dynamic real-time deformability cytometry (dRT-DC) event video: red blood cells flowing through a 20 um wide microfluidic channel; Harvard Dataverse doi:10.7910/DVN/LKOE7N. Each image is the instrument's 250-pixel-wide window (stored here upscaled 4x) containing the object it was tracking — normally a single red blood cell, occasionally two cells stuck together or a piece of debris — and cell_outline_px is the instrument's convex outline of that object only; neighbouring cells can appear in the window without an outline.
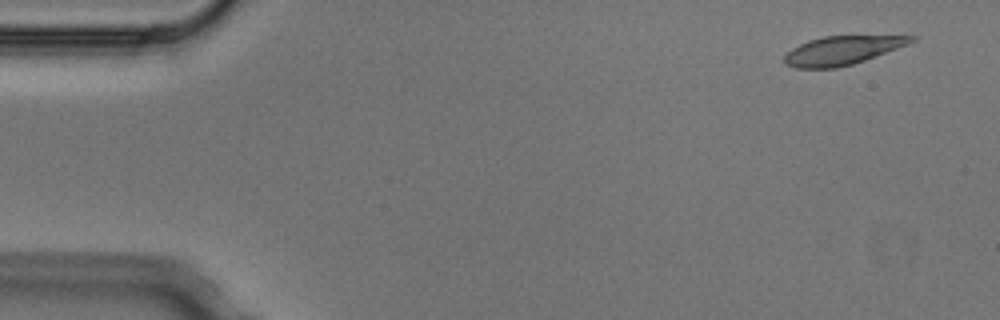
{"species": "Egyptian fruit bat (a non-hibernating species)", "species_latin": "Rousettus aegyptiacus", "temperature_condition": "cold", "stored_images_in_passage": 4, "camera_frame_rate_fps": 3000, "um_per_image_px": 0.085, "animal": {"sex": "male"}, "frame": {"image": 1, "passage_image": 1, "time_ms": 0.0, "image_size_px": [1000, 320], "cell_outline_px": [[916, 40], [908, 44], [864, 60], [852, 64], [836, 68], [796, 68], [784, 64], [784, 56], [792, 48], [808, 40], [824, 36], [916, 36]], "centroid_in_image_um": [71.54, 4.29], "position_along_channel_um": 13.5, "area_um2": 20.92}}
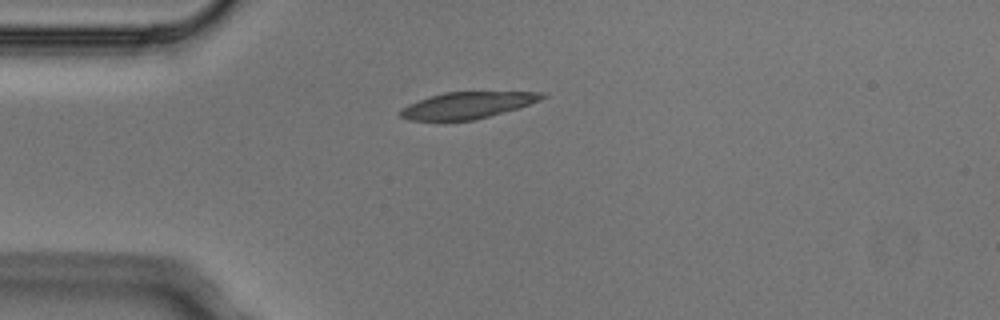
{"frame": {"image": 2, "passage_image": 4, "time_ms": 1.0, "image_size_px": [1000, 320], "cell_outline_px": [[548, 96], [540, 100], [520, 108], [472, 120], [408, 120], [400, 116], [400, 112], [408, 104], [444, 92], [544, 92]], "centroid_in_image_um": [39.78, 8.94], "position_along_channel_um": 45.2, "area_um2": 21.62}}